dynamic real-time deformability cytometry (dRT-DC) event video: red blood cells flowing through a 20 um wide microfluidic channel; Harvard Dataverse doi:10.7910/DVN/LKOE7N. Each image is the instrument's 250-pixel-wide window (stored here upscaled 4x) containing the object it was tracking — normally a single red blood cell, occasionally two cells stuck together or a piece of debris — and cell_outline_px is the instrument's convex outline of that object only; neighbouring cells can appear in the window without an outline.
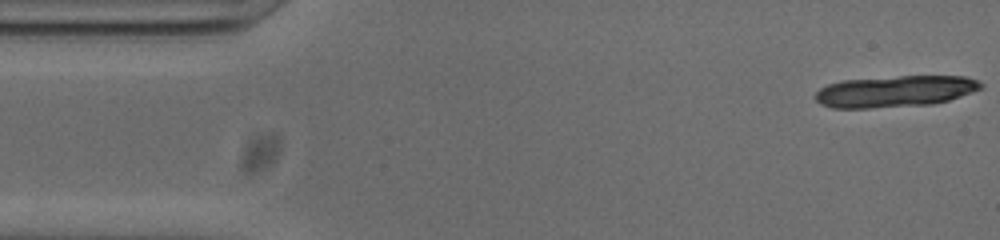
{"species": "common noctule bat (a hibernating species)", "species_latin": "Nyctalus noctula", "temperature_condition": "cold", "stored_images_in_passage": 15, "camera_frame_rate_fps": 3000, "um_per_image_px": 0.085, "animal": {"sex": "male", "body_mass_g": 20.0, "forearm_length_mm": 53.3}, "frame": {"image": 1, "passage_image": 1, "time_ms": 0.0, "image_size_px": [1000, 240], "cell_outline_px": [[984, 88], [948, 100], [932, 104], [868, 108], [832, 108], [820, 104], [812, 96], [820, 88], [828, 84], [844, 80], [900, 76], [964, 76], [976, 80], [984, 84]], "centroid_in_image_um": [76.06, 7.76], "position_along_channel_um": 8.9, "area_um2": 30.35}}